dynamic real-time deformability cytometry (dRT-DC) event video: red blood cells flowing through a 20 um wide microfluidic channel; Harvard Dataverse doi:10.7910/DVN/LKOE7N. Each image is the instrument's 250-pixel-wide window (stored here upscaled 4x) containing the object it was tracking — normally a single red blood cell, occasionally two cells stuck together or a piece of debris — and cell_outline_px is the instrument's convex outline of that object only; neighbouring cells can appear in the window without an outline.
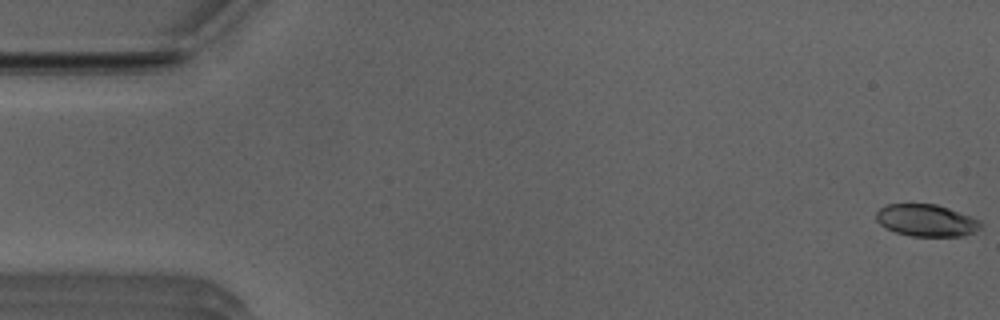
{"species": "Egyptian fruit bat (a non-hibernating species)", "species_latin": "Rousettus aegyptiacus", "temperature_condition": "room temperature", "stored_images_in_passage": 52, "camera_frame_rate_fps": 3000, "um_per_image_px": 0.085, "animal": {"sex": "male"}, "frame": {"image": 1, "passage_image": 1, "time_ms": 0.0, "image_size_px": [1000, 320], "cell_outline_px": [[980, 228], [976, 232], [960, 236], [912, 236], [896, 232], [880, 224], [876, 220], [876, 212], [880, 208], [888, 204], [936, 204], [972, 216], [980, 220]], "centroid_in_image_um": [78.75, 18.73], "position_along_channel_um": 6.2, "area_um2": 19.42}}
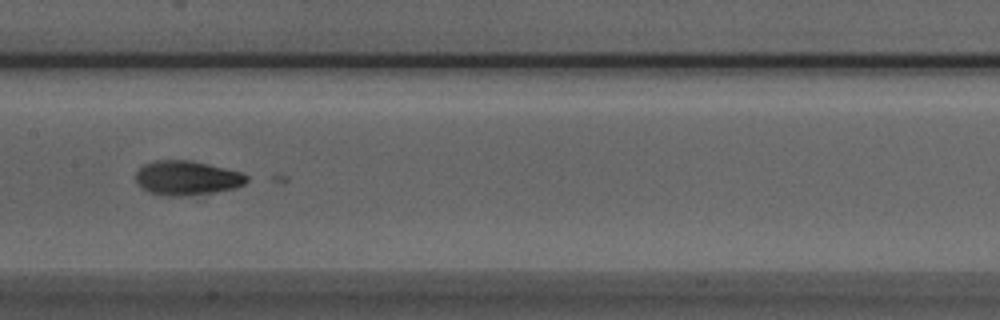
{"frame": {"image": 2, "passage_image": 26, "time_ms": 8.333, "image_size_px": [1000, 320], "cell_outline_px": [[248, 180], [244, 184], [236, 188], [216, 192], [184, 196], [168, 196], [148, 192], [140, 188], [136, 180], [136, 172], [144, 164], [156, 160], [192, 160], [240, 172], [248, 176]], "centroid_in_image_um": [15.87, 15.13], "position_along_channel_um": 191.5, "area_um2": 22.31}}
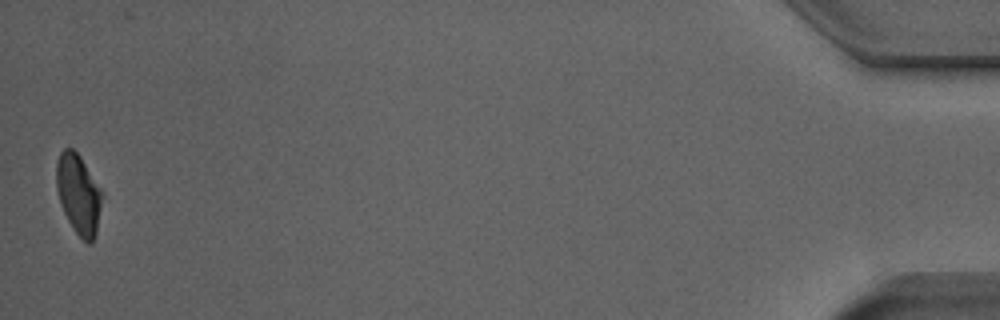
{"frame": {"image": 3, "passage_image": 52, "time_ms": 17.0, "image_size_px": [1000, 320], "cell_outline_px": [[104, 196], [96, 236], [92, 244], [88, 244], [76, 232], [68, 220], [60, 204], [56, 188], [56, 164], [60, 152], [64, 148], [72, 148], [80, 156], [104, 192]], "centroid_in_image_um": [6.7, 16.51], "position_along_channel_um": 428.5, "area_um2": 21.68}}